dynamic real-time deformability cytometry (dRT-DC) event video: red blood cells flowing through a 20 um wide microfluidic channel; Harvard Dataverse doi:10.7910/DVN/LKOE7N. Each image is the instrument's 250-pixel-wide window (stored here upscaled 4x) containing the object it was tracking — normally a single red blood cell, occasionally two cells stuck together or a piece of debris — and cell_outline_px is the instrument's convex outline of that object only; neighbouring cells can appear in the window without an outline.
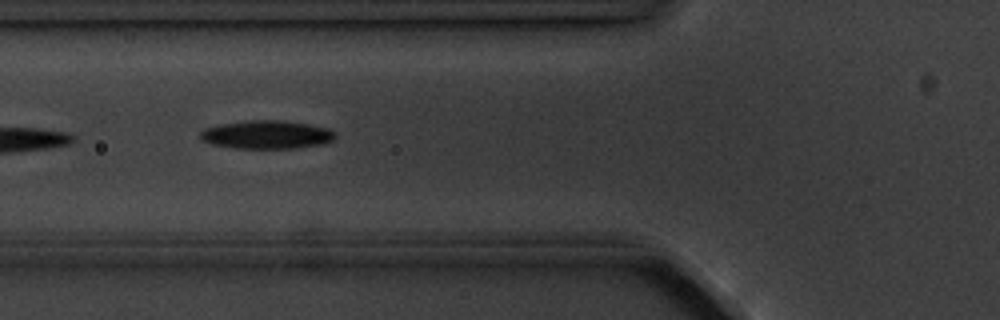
{"species": "common noctule bat (a hibernating species)", "species_latin": "Nyctalus noctula", "temperature_condition": "cold", "stored_images_in_passage": 8, "camera_frame_rate_fps": 3000, "um_per_image_px": 0.085, "animal": {"sex": "male", "body_mass_g": 20.1, "forearm_length_mm": 53.5}, "frame": {"image": 1, "passage_image": 5, "time_ms": 4.333, "image_size_px": [1000, 320], "cell_outline_px": [[336, 136], [332, 140], [324, 144], [296, 148], [232, 148], [212, 144], [204, 140], [200, 136], [200, 132], [204, 128], [220, 124], [244, 120], [284, 120], [308, 124], [328, 128]], "centroid_in_image_um": [22.66, 11.44], "position_along_channel_um": 103.1, "area_um2": 22.31}}